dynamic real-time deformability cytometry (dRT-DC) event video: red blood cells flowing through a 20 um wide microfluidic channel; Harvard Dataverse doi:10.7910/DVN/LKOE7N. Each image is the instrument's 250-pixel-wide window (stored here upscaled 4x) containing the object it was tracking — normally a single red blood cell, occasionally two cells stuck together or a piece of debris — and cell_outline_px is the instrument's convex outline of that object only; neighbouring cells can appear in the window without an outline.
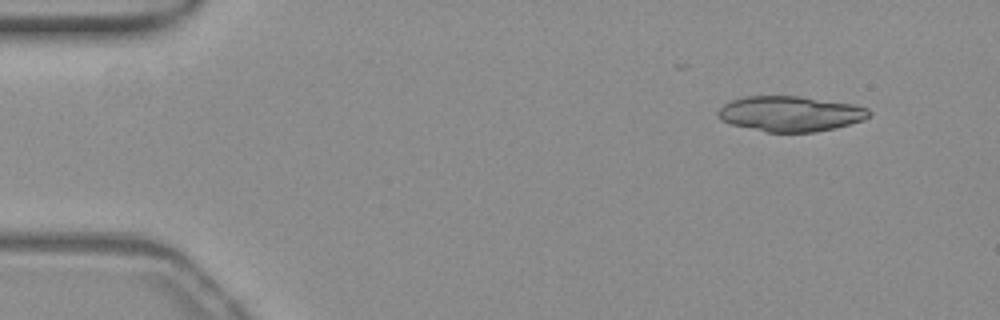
{"species": "common noctule bat (a hibernating species)", "species_latin": "Nyctalus noctula", "temperature_condition": "warm", "stored_images_in_passage": 44, "camera_frame_rate_fps": 3000, "um_per_image_px": 0.085, "animal": {"sex": "female", "body_mass_g": 19.3, "forearm_length_mm": 54.1}, "frame": {"image": 1, "passage_image": 1, "time_ms": 0.0, "image_size_px": [1000, 320], "cell_outline_px": [[872, 112], [868, 116], [860, 120], [848, 124], [816, 132], [768, 132], [732, 124], [720, 120], [716, 112], [724, 104], [732, 100], [748, 96], [800, 96], [852, 104], [868, 108]], "centroid_in_image_um": [67.15, 9.66], "position_along_channel_um": 17.9, "area_um2": 30.75}}
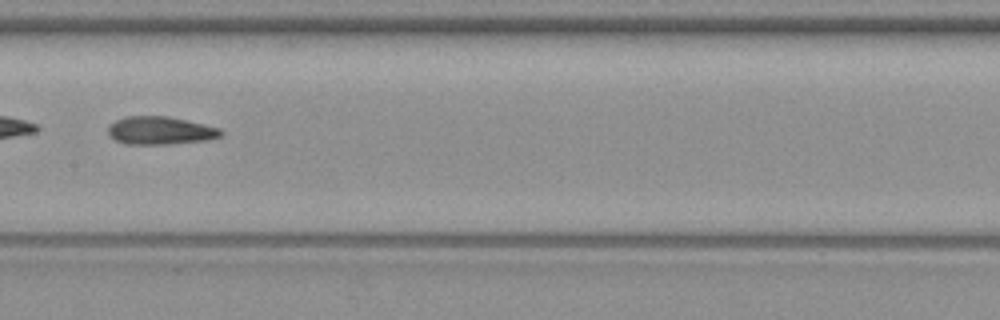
{"frame": {"image": 2, "passage_image": 23, "time_ms": 7.333, "image_size_px": [1000, 320], "cell_outline_px": [[224, 132], [220, 136], [208, 140], [168, 144], [124, 144], [108, 136], [108, 124], [124, 116], [168, 116], [220, 128]], "centroid_in_image_um": [13.58, 11.09], "position_along_channel_um": 193.8, "area_um2": 18.5}}
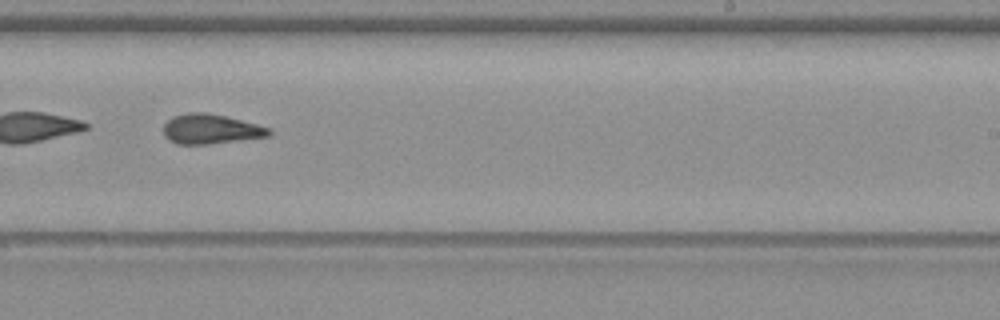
{"frame": {"image": 3, "passage_image": 29, "time_ms": 9.333, "image_size_px": [1000, 320], "cell_outline_px": [[272, 132], [268, 136], [208, 144], [176, 144], [168, 140], [164, 136], [164, 124], [172, 116], [188, 112], [204, 112], [224, 116], [272, 128]], "centroid_in_image_um": [17.88, 10.97], "position_along_channel_um": 271.1, "area_um2": 18.21}, "authors_computed_cell_mechanics": {"area_um2": 18.6983, "velocity_mm_per_s": 3.8776, "shape_relaxation_time_tau1_ms": 7.4514, "shape_relaxation_time_tau2_ms": 2.6695, "deformation_change_tau1": 0.2032, "deformation_change_tau2": 0.1099}}